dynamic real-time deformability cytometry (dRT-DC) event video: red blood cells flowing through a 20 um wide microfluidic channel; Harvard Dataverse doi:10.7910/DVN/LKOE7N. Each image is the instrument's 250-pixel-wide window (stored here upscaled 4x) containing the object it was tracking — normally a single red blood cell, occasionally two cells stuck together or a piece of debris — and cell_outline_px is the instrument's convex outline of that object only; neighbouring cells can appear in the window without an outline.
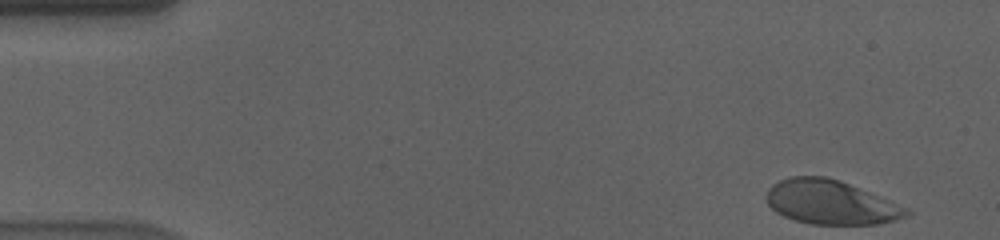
{"species": "human", "species_latin": "Homo sapiens", "temperature_condition": "cold", "stored_images_in_passage": 48, "camera_frame_rate_fps": 3000, "um_per_image_px": 0.085, "donor": {"sex": "male"}, "frame": {"image": 1, "passage_image": 1, "time_ms": 0.0, "image_size_px": [1000, 240], "cell_outline_px": [[912, 212], [908, 216], [896, 220], [876, 224], [812, 224], [796, 220], [784, 216], [776, 212], [768, 204], [768, 188], [772, 184], [788, 176], [824, 176], [840, 180], [908, 208]], "centroid_in_image_um": [70.61, 17.19], "position_along_channel_um": 14.4, "area_um2": 35.78}}
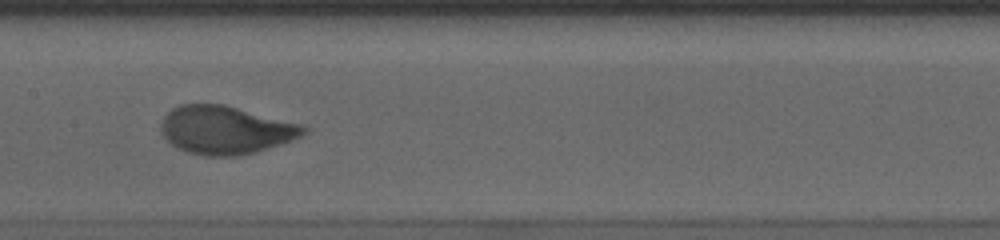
{"frame": {"image": 2, "passage_image": 26, "time_ms": 8.333, "image_size_px": [1000, 240], "cell_outline_px": [[312, 128], [308, 132], [300, 136], [280, 144], [256, 152], [240, 156], [204, 156], [188, 152], [172, 144], [164, 136], [160, 128], [160, 124], [164, 116], [172, 108], [180, 104], [224, 104], [304, 124]], "centroid_in_image_um": [19.22, 11.04], "position_along_channel_um": 188.2, "area_um2": 40.29}}
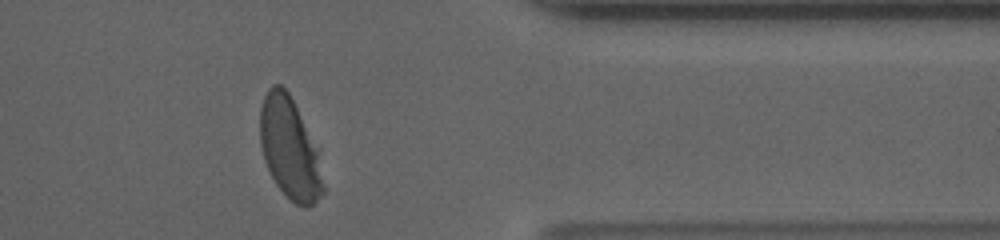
{"frame": {"image": 3, "passage_image": 44, "time_ms": 14.333, "image_size_px": [1000, 240], "cell_outline_px": [[324, 192], [308, 208], [304, 208], [296, 204], [276, 184], [264, 160], [260, 144], [260, 108], [264, 96], [268, 88], [272, 84], [280, 84], [288, 92], [320, 148], [324, 184]], "centroid_in_image_um": [24.66, 12.6], "position_along_channel_um": 386.7, "area_um2": 37.8}, "authors_computed_cell_mechanics": {"area_um2": 39.1884, "velocity_mm_per_s": 3.5568, "shape_relaxation_time_tau1_ms": 3.7543, "shape_relaxation_time_tau2_ms": null, "deformation_change_tau1": 0.181, "deformation_change_tau2": null}}